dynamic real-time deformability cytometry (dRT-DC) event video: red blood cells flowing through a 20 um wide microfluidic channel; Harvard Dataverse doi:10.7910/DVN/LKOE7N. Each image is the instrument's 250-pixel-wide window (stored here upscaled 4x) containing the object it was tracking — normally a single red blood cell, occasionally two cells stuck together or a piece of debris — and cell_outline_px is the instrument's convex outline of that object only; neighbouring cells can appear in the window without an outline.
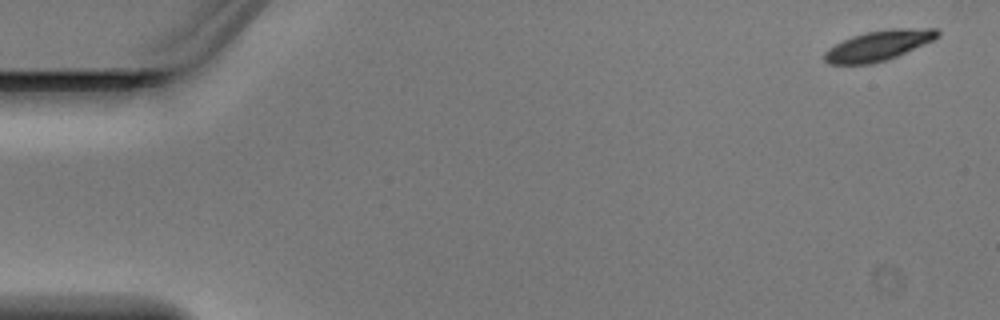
{"species": "Egyptian fruit bat (a non-hibernating species)", "species_latin": "Rousettus aegyptiacus", "temperature_condition": "warm", "stored_images_in_passage": 5, "segment_of_instrument_passage": [1, 2], "camera_frame_rate_fps": 3000, "um_per_image_px": 0.085, "animal": {"sex": "male"}, "frame": {"image": 1, "passage_image": 1, "time_ms": 0.0, "image_size_px": [1000, 320], "cell_outline_px": [[940, 36], [932, 40], [896, 56], [872, 64], [828, 64], [824, 60], [824, 52], [828, 48], [852, 36], [864, 32], [892, 28], [936, 28], [940, 32]], "centroid_in_image_um": [74.66, 3.86], "position_along_channel_um": 10.3, "area_um2": 19.71}}
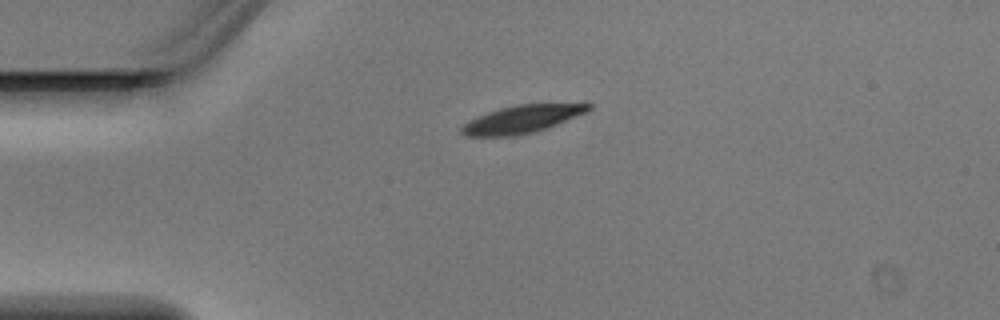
{"frame": {"image": 2, "passage_image": 3, "time_ms": 0.667, "image_size_px": [1000, 320], "cell_outline_px": [[592, 108], [588, 112], [556, 124], [532, 132], [512, 136], [464, 136], [460, 132], [460, 128], [468, 120], [488, 112], [500, 108], [516, 104], [584, 100], [592, 104]], "centroid_in_image_um": [44.51, 10.05], "position_along_channel_um": 40.5, "area_um2": 21.33}}